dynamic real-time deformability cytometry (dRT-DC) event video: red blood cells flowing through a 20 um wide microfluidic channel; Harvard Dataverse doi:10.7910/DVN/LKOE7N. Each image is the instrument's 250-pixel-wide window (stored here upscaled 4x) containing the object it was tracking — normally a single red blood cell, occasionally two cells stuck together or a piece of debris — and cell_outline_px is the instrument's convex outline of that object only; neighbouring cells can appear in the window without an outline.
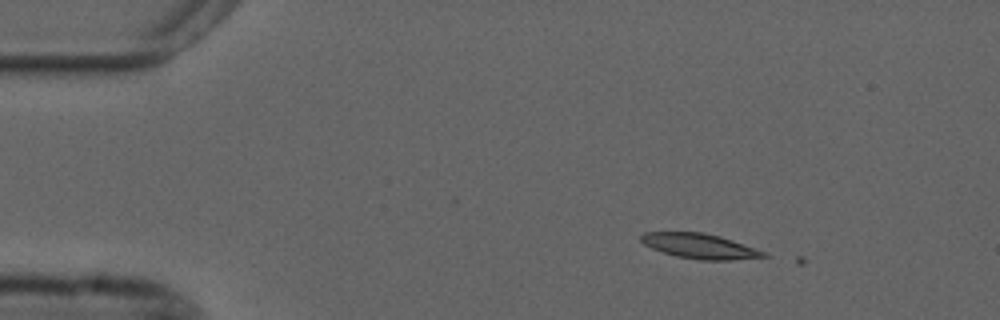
{"species": "common noctule bat (a hibernating species)", "species_latin": "Nyctalus noctula", "temperature_condition": "cold", "stored_images_in_passage": 5, "camera_frame_rate_fps": 3000, "um_per_image_px": 0.085, "animal": {"sex": "male", "forearm_length_mm": 52.5}, "frame": {"image": 1, "passage_image": 4, "time_ms": 1.0, "image_size_px": [1000, 320], "cell_outline_px": [[768, 256], [732, 260], [700, 260], [676, 256], [652, 248], [644, 244], [640, 240], [640, 236], [644, 232], [704, 232], [720, 236], [768, 252]], "centroid_in_image_um": [59.5, 20.91], "position_along_channel_um": 25.5, "area_um2": 17.86}}